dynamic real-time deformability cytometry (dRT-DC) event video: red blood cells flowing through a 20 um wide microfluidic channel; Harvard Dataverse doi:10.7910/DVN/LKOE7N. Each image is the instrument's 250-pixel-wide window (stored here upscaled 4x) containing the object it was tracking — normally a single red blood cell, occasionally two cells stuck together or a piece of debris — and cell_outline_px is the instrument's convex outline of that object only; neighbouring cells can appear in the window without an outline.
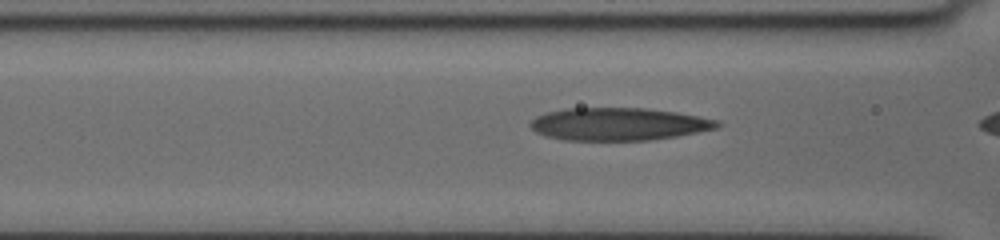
{"species": "human", "species_latin": "Homo sapiens", "temperature_condition": "cold", "stored_images_in_passage": 6, "camera_frame_rate_fps": 3000, "um_per_image_px": 0.085, "donor": {"sex": "female"}, "frame": {"image": 1, "passage_image": 3, "time_ms": 0.667, "image_size_px": [1000, 240], "cell_outline_px": [[720, 124], [716, 128], [676, 136], [652, 140], [564, 140], [544, 136], [536, 132], [528, 124], [536, 116], [548, 112], [564, 108], [648, 108], [676, 112], [720, 120]], "centroid_in_image_um": [52.55, 10.54], "position_along_channel_um": 114.0, "area_um2": 35.6}}